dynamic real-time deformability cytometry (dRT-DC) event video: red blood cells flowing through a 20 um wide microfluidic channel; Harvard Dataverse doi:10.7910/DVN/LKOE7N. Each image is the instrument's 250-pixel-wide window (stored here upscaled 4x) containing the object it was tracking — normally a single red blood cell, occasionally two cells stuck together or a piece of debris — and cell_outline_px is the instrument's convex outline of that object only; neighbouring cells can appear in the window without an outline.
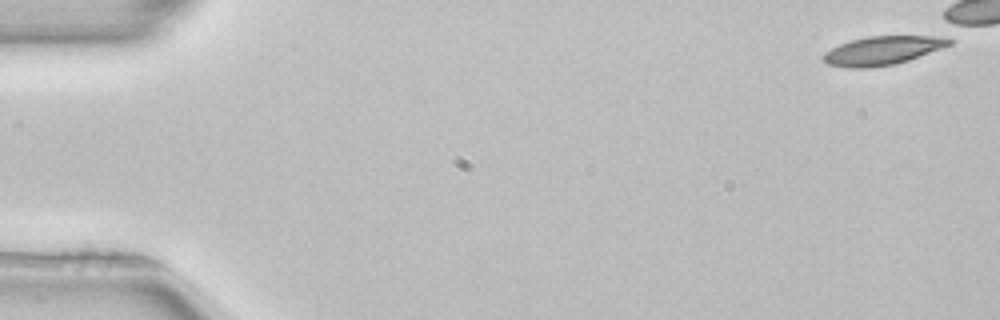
{"species": "common noctule bat (a hibernating species)", "species_latin": "Nyctalus noctula", "temperature_condition": "room temperature", "stored_images_in_passage": 1, "camera_frame_rate_fps": 3000, "um_per_image_px": 0.085, "animal": {"sex": "female", "body_mass_g": 22.7, "forearm_length_mm": 54.2}, "frame": {"image": 1, "passage_image": 1, "time_ms": 0.0, "image_size_px": [1000, 320], "cell_outline_px": [[952, 44], [908, 60], [892, 64], [868, 68], [848, 68], [828, 64], [824, 60], [824, 52], [840, 44], [852, 40], [868, 36], [952, 36]], "centroid_in_image_um": [75.05, 4.28], "position_along_channel_um": 9.9, "area_um2": 20.87}}